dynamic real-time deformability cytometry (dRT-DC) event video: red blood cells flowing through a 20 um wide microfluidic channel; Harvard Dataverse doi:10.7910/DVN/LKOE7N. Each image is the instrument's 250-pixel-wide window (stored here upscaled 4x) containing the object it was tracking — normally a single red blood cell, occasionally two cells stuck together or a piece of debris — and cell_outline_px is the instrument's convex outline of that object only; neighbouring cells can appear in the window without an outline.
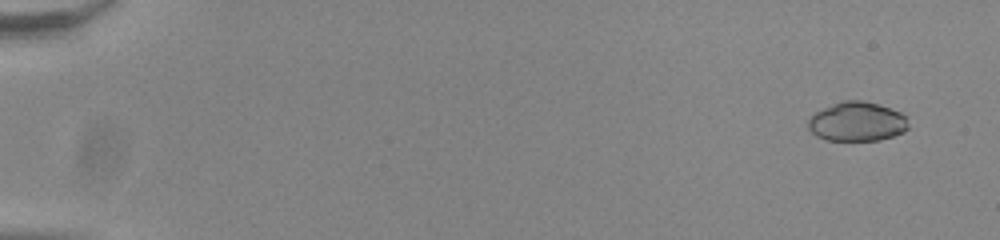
{"species": "common noctule bat (a hibernating species)", "species_latin": "Nyctalus noctula", "temperature_condition": "room temperature", "stored_images_in_passage": 16, "camera_frame_rate_fps": 3000, "um_per_image_px": 0.085, "animal": {"sex": "male", "body_mass_g": 20.0, "forearm_length_mm": 53.3}, "frame": {"image": 1, "passage_image": 4, "time_ms": 1.0, "image_size_px": [1000, 240], "cell_outline_px": [[908, 128], [904, 132], [880, 140], [824, 140], [816, 136], [808, 128], [808, 120], [816, 112], [840, 100], [864, 100], [880, 104], [900, 112], [904, 116], [908, 124]], "centroid_in_image_um": [72.84, 10.33], "position_along_channel_um": 12.2, "area_um2": 23.0}}